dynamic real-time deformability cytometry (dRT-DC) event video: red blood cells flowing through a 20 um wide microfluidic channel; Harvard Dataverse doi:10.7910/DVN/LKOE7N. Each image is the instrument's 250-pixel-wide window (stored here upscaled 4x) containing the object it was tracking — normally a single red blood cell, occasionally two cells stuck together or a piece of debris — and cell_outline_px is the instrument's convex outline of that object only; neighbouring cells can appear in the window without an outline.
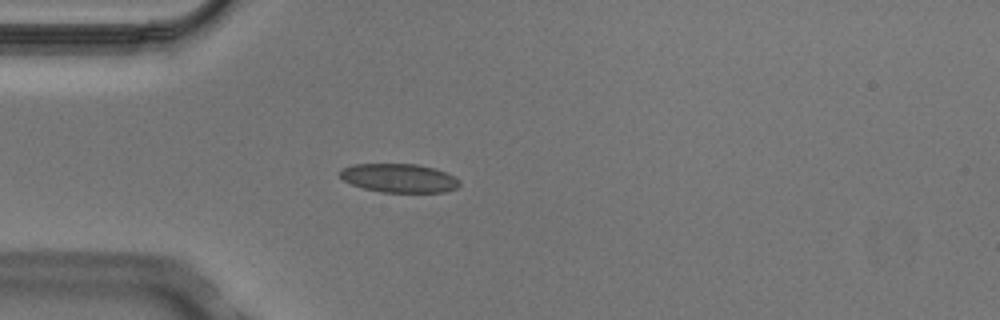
{"species": "Egyptian fruit bat (a non-hibernating species)", "species_latin": "Rousettus aegyptiacus", "temperature_condition": "cold", "stored_images_in_passage": 3, "camera_frame_rate_fps": 3000, "um_per_image_px": 0.085, "animal": {"sex": "male"}, "frame": {"image": 1, "passage_image": 3, "time_ms": 0.667, "image_size_px": [1000, 320], "cell_outline_px": [[460, 184], [456, 188], [444, 192], [380, 192], [364, 188], [352, 184], [344, 180], [340, 176], [340, 172], [344, 168], [352, 164], [416, 164], [432, 168], [444, 172], [460, 180]], "centroid_in_image_um": [33.92, 15.14], "position_along_channel_um": 51.1, "area_um2": 19.77}}